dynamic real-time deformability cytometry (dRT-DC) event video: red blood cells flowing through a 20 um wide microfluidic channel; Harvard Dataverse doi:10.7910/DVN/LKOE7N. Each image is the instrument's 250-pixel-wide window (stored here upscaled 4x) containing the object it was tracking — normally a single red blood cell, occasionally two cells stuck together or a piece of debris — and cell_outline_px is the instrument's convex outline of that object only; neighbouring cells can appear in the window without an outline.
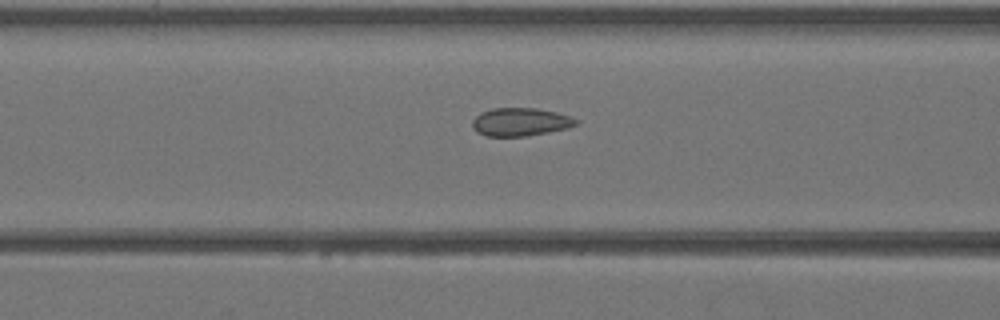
{"species": "Egyptian fruit bat (a non-hibernating species)", "species_latin": "Rousettus aegyptiacus", "temperature_condition": "warm", "stored_images_in_passage": 26, "camera_frame_rate_fps": 3000, "um_per_image_px": 0.085, "animal": {"sex": "female"}, "frame": {"image": 1, "passage_image": 9, "time_ms": 2.667, "image_size_px": [1000, 320], "cell_outline_px": [[580, 120], [576, 124], [568, 128], [548, 132], [524, 136], [488, 136], [476, 132], [472, 128], [472, 120], [480, 112], [492, 108], [536, 108], [556, 112]], "centroid_in_image_um": [44.2, 10.36], "position_along_channel_um": 122.4, "area_um2": 16.99}}
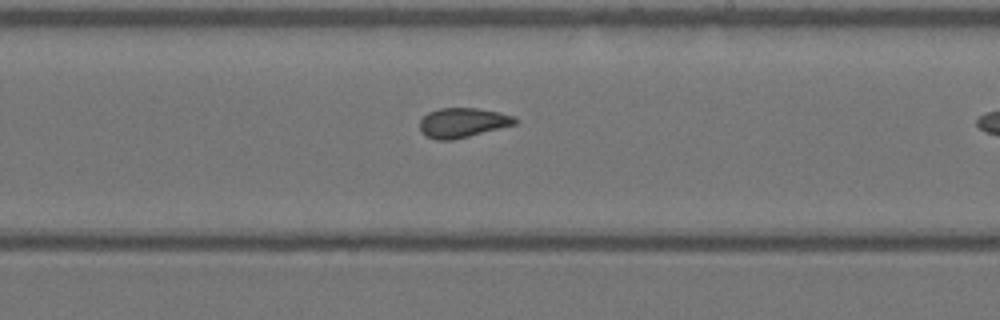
{"frame": {"image": 2, "passage_image": 17, "time_ms": 5.333, "image_size_px": [1000, 320], "cell_outline_px": [[520, 120], [516, 124], [452, 140], [436, 140], [420, 132], [420, 120], [428, 112], [440, 108], [476, 108], [500, 112], [516, 116]], "centroid_in_image_um": [39.35, 10.42], "position_along_channel_um": 249.6, "area_um2": 16.47}}
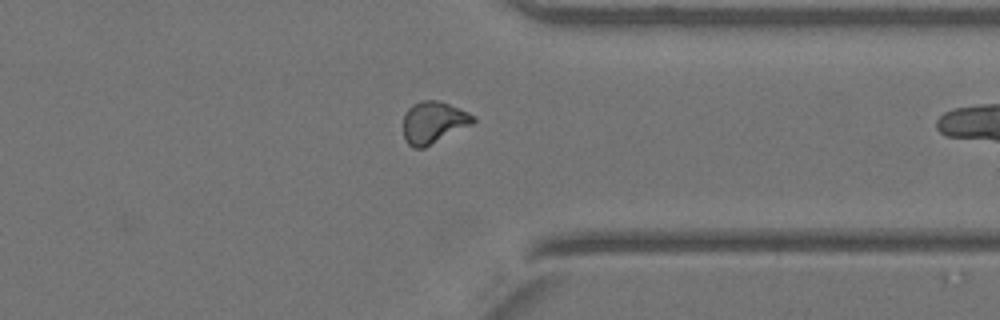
{"frame": {"image": 3, "passage_image": 25, "time_ms": 8.0, "image_size_px": [1000, 320], "cell_outline_px": [[476, 120], [472, 124], [424, 148], [412, 148], [404, 140], [404, 116], [408, 108], [412, 104], [420, 100], [436, 100], [448, 104], [468, 112], [476, 116]], "centroid_in_image_um": [36.83, 10.41], "position_along_channel_um": 374.6, "area_um2": 17.05}}